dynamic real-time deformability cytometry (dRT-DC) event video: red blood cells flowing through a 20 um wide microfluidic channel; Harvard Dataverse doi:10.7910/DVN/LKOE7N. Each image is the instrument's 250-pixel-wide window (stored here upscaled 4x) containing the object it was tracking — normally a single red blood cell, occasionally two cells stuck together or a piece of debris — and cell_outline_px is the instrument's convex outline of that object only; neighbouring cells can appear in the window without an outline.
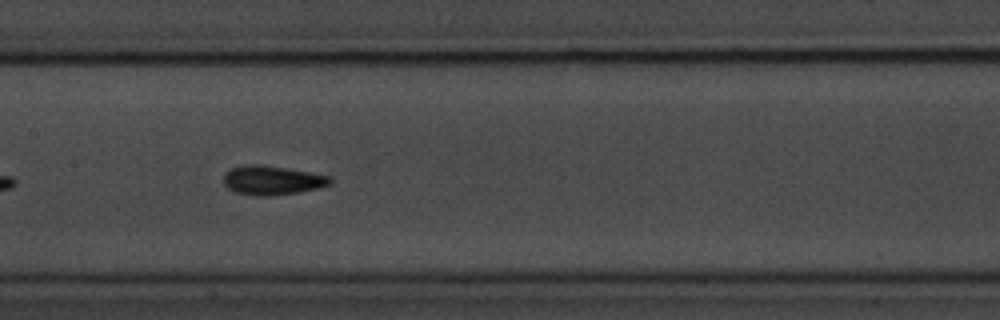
{"species": "common noctule bat (a hibernating species)", "species_latin": "Nyctalus noctula", "temperature_condition": "room temperature", "stored_images_in_passage": 42, "camera_frame_rate_fps": 3000, "um_per_image_px": 0.085, "animal": {"sex": "male", "body_mass_g": 20.1, "forearm_length_mm": 53.5}, "frame": {"image": 1, "passage_image": 13, "time_ms": 4.0, "image_size_px": [1000, 320], "cell_outline_px": [[332, 184], [300, 192], [272, 196], [256, 196], [236, 192], [228, 188], [224, 184], [224, 176], [232, 168], [248, 164], [260, 164], [308, 172], [328, 176], [332, 180]], "centroid_in_image_um": [23.13, 15.33], "position_along_channel_um": 184.3, "area_um2": 17.86}}
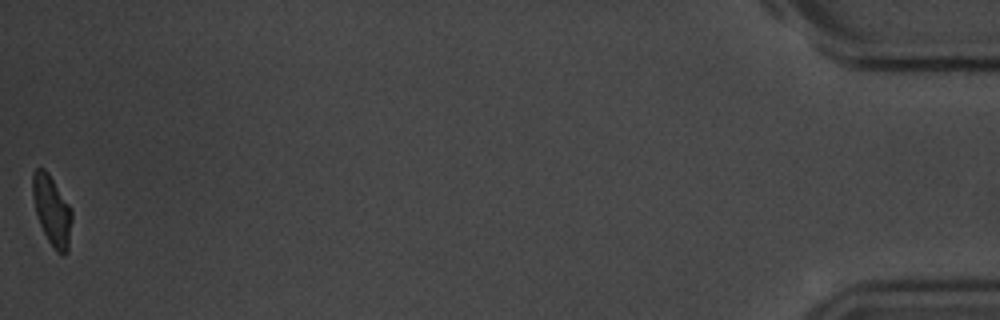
{"frame": {"image": 2, "passage_image": 42, "time_ms": 13.667, "image_size_px": [1000, 320], "cell_outline_px": [[72, 220], [68, 252], [64, 256], [60, 256], [52, 248], [40, 224], [36, 212], [32, 192], [32, 172], [36, 168], [44, 168], [48, 172], [72, 208]], "centroid_in_image_um": [4.43, 17.92], "position_along_channel_um": 430.8, "area_um2": 16.24}, "authors_computed_cell_mechanics": {"area_um2": 16.9354, "velocity_mm_per_s": 3.5645, "shape_relaxation_time_tau1_ms": 2.958, "shape_relaxation_time_tau2_ms": 1.9816, "deformation_change_tau1": 0.1187, "deformation_change_tau2": 0.0786}}